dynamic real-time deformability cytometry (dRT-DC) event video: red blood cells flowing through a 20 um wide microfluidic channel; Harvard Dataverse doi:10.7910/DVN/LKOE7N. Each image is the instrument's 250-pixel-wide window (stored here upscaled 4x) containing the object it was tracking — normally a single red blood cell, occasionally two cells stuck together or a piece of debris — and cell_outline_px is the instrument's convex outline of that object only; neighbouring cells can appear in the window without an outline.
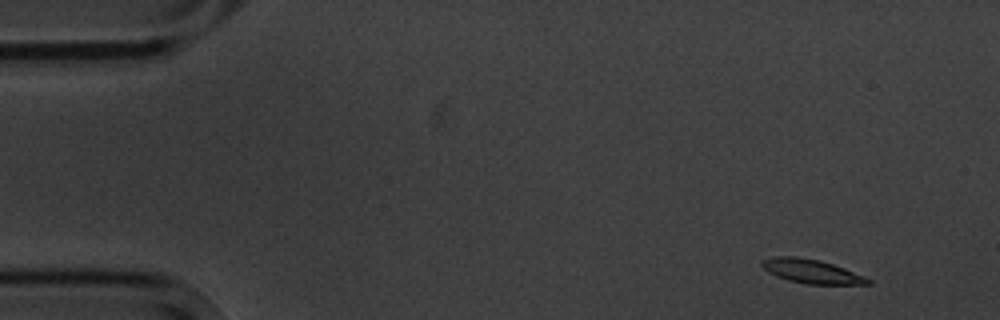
{"species": "common noctule bat (a hibernating species)", "species_latin": "Nyctalus noctula", "temperature_condition": "cold", "stored_images_in_passage": 4, "camera_frame_rate_fps": 3000, "um_per_image_px": 0.085, "animal": {"sex": "male", "body_mass_g": 20.1, "forearm_length_mm": 53.5}, "frame": {"image": 1, "passage_image": 1, "time_ms": 0.0, "image_size_px": [1000, 320], "cell_outline_px": [[872, 284], [808, 284], [788, 280], [776, 276], [768, 272], [760, 264], [764, 260], [776, 256], [796, 256], [820, 260], [844, 268], [864, 276], [872, 280]], "centroid_in_image_um": [68.99, 23.06], "position_along_channel_um": 16.0, "area_um2": 14.68}}
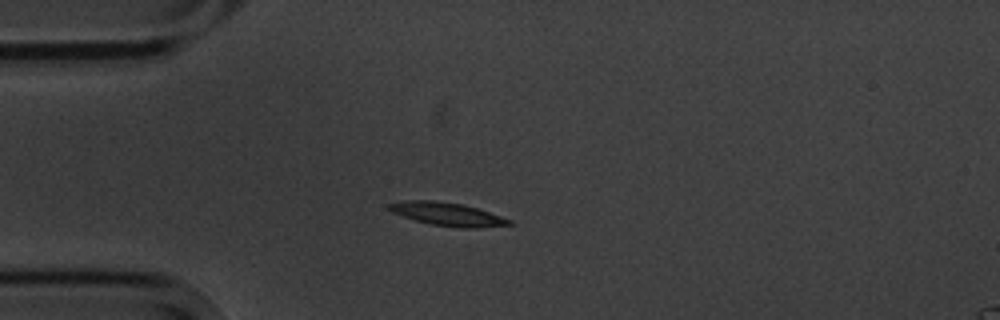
{"frame": {"image": 2, "passage_image": 4, "time_ms": 3.333, "image_size_px": [1000, 320], "cell_outline_px": [[516, 224], [476, 228], [464, 228], [432, 224], [416, 220], [392, 212], [388, 208], [388, 204], [412, 200], [436, 200], [464, 204], [512, 220]], "centroid_in_image_um": [38.08, 18.2], "position_along_channel_um": 46.9, "area_um2": 16.01}}